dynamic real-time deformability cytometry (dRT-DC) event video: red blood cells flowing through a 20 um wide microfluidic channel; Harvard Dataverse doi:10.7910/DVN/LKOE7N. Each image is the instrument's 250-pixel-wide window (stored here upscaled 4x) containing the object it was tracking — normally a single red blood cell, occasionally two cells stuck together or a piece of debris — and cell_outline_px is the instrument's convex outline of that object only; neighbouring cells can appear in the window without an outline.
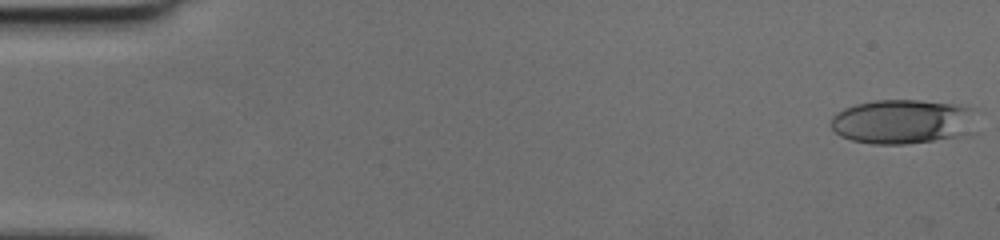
{"species": "human", "species_latin": "Homo sapiens", "temperature_condition": "cold", "stored_images_in_passage": 50, "camera_frame_rate_fps": 3000, "um_per_image_px": 0.085, "donor": {"sex": "female"}, "frame": {"image": 1, "passage_image": 1, "time_ms": 0.0, "image_size_px": [1000, 240], "cell_outline_px": [[972, 108], [960, 136], [904, 144], [872, 144], [852, 140], [840, 136], [832, 128], [832, 116], [836, 112], [844, 108], [856, 104], [876, 100], [916, 100], [952, 104]], "centroid_in_image_um": [76.5, 10.33], "position_along_channel_um": 8.5, "area_um2": 36.3}}
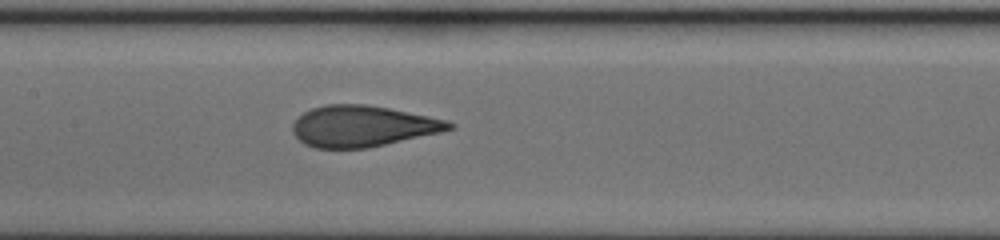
{"frame": {"image": 2, "passage_image": 25, "time_ms": 8.0, "image_size_px": [1000, 240], "cell_outline_px": [[456, 128], [440, 132], [368, 148], [316, 148], [304, 144], [292, 132], [292, 124], [304, 112], [312, 108], [324, 104], [364, 104], [388, 108], [448, 120], [456, 124]], "centroid_in_image_um": [30.82, 10.72], "position_along_channel_um": 176.6, "area_um2": 37.4}}
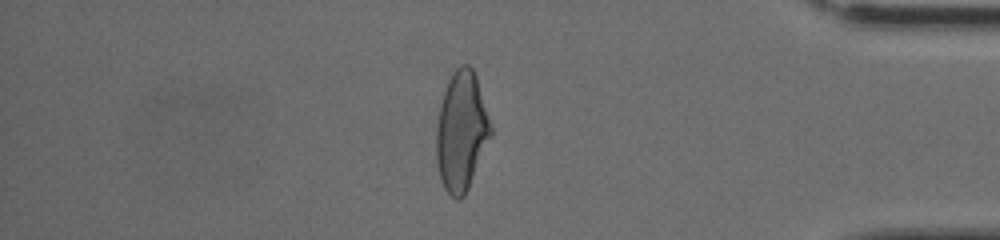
{"frame": {"image": 3, "passage_image": 43, "time_ms": 14.0, "image_size_px": [1000, 240], "cell_outline_px": [[492, 136], [468, 188], [464, 196], [460, 200], [456, 200], [444, 188], [440, 180], [436, 160], [436, 128], [440, 104], [448, 80], [452, 72], [460, 64], [468, 64], [472, 68], [476, 76], [492, 128]], "centroid_in_image_um": [39.21, 11.17], "position_along_channel_um": 396.0, "area_um2": 37.92}}